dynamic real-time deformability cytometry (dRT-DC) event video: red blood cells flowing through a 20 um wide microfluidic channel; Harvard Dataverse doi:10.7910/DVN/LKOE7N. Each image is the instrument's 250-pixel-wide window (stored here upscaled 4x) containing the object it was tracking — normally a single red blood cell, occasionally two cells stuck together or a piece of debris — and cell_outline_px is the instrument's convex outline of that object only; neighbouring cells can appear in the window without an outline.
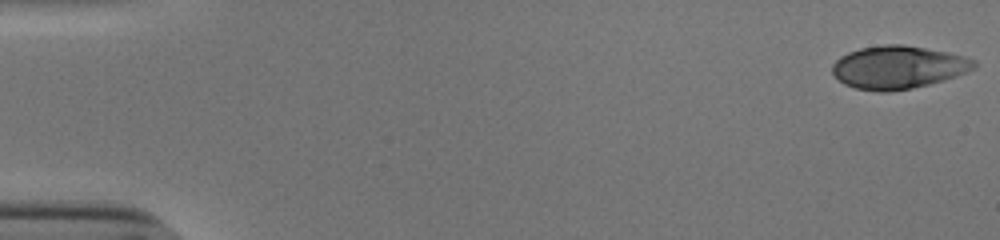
{"species": "human", "species_latin": "Homo sapiens", "temperature_condition": "cold", "stored_images_in_passage": 53, "camera_frame_rate_fps": 3000, "um_per_image_px": 0.085, "donor": {"sex": "male"}, "frame": {"image": 1, "passage_image": 1, "time_ms": 0.0, "image_size_px": [1000, 240], "cell_outline_px": [[976, 68], [956, 76], [928, 84], [912, 88], [888, 92], [880, 92], [856, 88], [844, 84], [832, 72], [832, 64], [840, 56], [848, 52], [860, 48], [884, 44], [904, 44], [948, 52], [964, 56], [976, 60]], "centroid_in_image_um": [76.34, 5.71], "position_along_channel_um": 8.7, "area_um2": 35.49}}
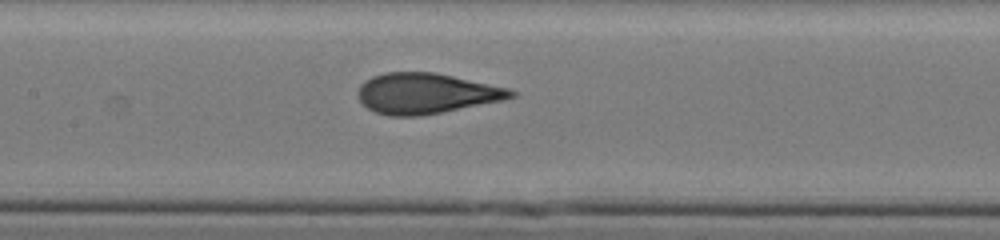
{"frame": {"image": 2, "passage_image": 26, "time_ms": 8.333, "image_size_px": [1000, 240], "cell_outline_px": [[516, 96], [504, 100], [420, 116], [388, 116], [376, 112], [368, 108], [360, 100], [360, 84], [364, 80], [372, 76], [384, 72], [436, 72], [508, 88], [516, 92]], "centroid_in_image_um": [36.23, 7.93], "position_along_channel_um": 171.2, "area_um2": 35.95}}
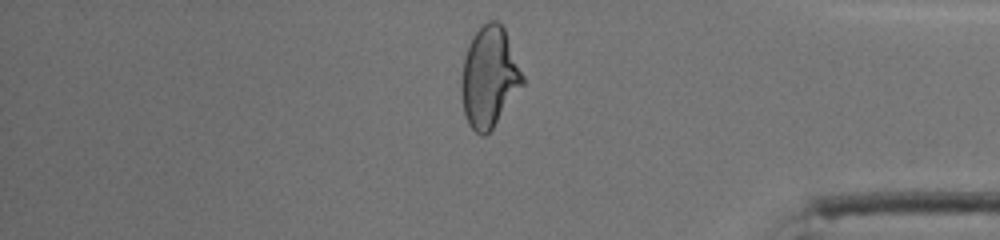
{"frame": {"image": 3, "passage_image": 45, "time_ms": 14.667, "image_size_px": [1000, 240], "cell_outline_px": [[524, 84], [492, 128], [484, 136], [480, 136], [468, 124], [464, 112], [460, 92], [460, 80], [464, 56], [476, 32], [488, 20], [496, 20], [504, 28], [524, 76]], "centroid_in_image_um": [41.57, 6.57], "position_along_channel_um": 393.6, "area_um2": 35.6}, "authors_computed_cell_mechanics": {"area_um2": 35.9516, "velocity_mm_per_s": 3.8662, "shape_relaxation_time_tau1_ms": 7.4899, "shape_relaxation_time_tau2_ms": 0.7406, "deformation_change_tau1": 0.2338, "deformation_change_tau2": 0.06}}